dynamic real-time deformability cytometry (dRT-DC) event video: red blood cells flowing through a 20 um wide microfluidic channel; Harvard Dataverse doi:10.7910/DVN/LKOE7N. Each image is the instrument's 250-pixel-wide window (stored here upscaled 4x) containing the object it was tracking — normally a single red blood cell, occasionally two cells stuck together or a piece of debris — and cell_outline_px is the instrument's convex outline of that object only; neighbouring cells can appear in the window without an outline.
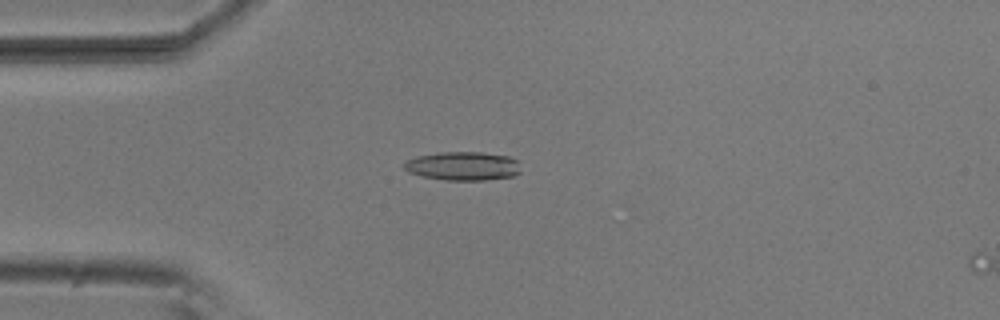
{"species": "common noctule bat (a hibernating species)", "species_latin": "Nyctalus noctula", "temperature_condition": "room temperature", "stored_images_in_passage": 4, "camera_frame_rate_fps": 3000, "um_per_image_px": 0.085, "animal": {"sex": "male", "body_mass_g": 20.5, "forearm_length_mm": 52.5}, "frame": {"image": 1, "passage_image": 4, "time_ms": 1.0, "image_size_px": [1000, 320], "cell_outline_px": [[520, 172], [512, 176], [484, 180], [444, 180], [424, 176], [408, 172], [404, 168], [404, 164], [408, 160], [416, 156], [440, 152], [480, 152], [508, 156], [520, 160]], "centroid_in_image_um": [39.39, 14.1], "position_along_channel_um": 45.6, "area_um2": 19.54}}